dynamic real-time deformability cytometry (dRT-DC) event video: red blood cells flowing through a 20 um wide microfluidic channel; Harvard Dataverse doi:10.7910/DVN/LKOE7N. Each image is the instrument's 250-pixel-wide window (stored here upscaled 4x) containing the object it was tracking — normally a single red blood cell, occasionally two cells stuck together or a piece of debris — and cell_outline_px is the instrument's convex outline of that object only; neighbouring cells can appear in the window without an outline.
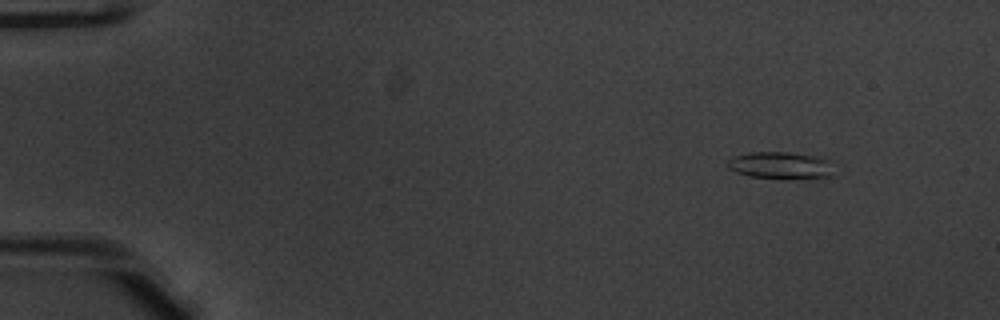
{"species": "common noctule bat (a hibernating species)", "species_latin": "Nyctalus noctula", "temperature_condition": "warm", "stored_images_in_passage": 47, "camera_frame_rate_fps": 3000, "um_per_image_px": 0.085, "animal": {"sex": "male", "body_mass_g": 20.1, "forearm_length_mm": 53.5}, "frame": {"image": 1, "passage_image": 1, "time_ms": 0.0, "image_size_px": [1000, 320], "cell_outline_px": [[832, 176], [784, 180], [748, 176], [736, 172], [728, 168], [728, 160], [732, 156], [748, 152], [788, 152], [816, 156], [828, 160]], "centroid_in_image_um": [66.28, 14.07], "position_along_channel_um": 18.7, "area_um2": 16.94}}
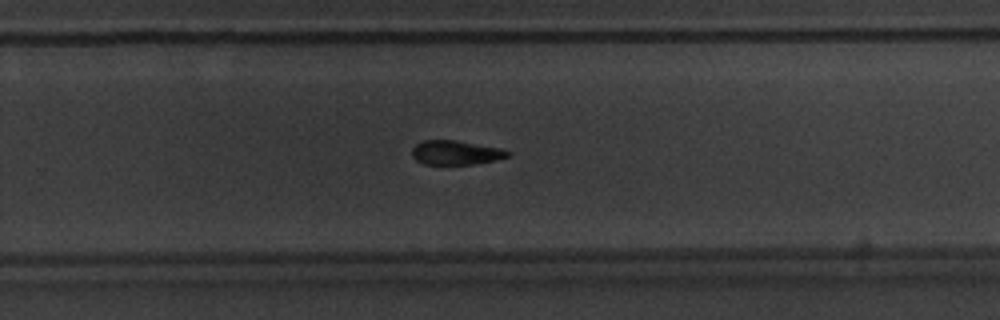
{"frame": {"image": 2, "passage_image": 30, "time_ms": 9.667, "image_size_px": [1000, 320], "cell_outline_px": [[512, 152], [508, 156], [496, 160], [472, 164], [424, 164], [416, 160], [412, 156], [412, 148], [416, 144], [424, 140], [456, 140], [504, 148]], "centroid_in_image_um": [38.77, 12.96], "position_along_channel_um": 291.0, "area_um2": 13.64}}
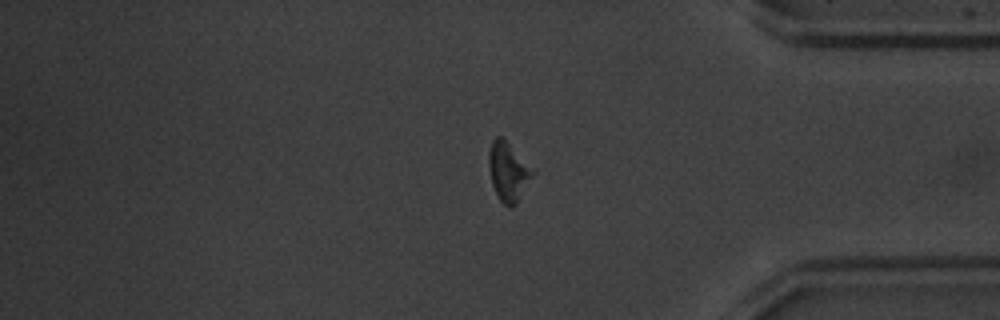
{"frame": {"image": 3, "passage_image": 39, "time_ms": 12.667, "image_size_px": [1000, 320], "cell_outline_px": [[536, 172], [516, 204], [508, 208], [496, 196], [492, 184], [488, 164], [488, 152], [492, 140], [496, 136], [504, 136], [536, 168]], "centroid_in_image_um": [43.24, 14.53], "position_along_channel_um": 392.0, "area_um2": 15.9}, "authors_computed_cell_mechanics": {"area_um2": 14.9702, "velocity_mm_per_s": 3.9388, "shape_relaxation_time_tau1_ms": 2.4098, "shape_relaxation_time_tau2_ms": null, "deformation_change_tau1": 0.1338, "deformation_change_tau2": null}}